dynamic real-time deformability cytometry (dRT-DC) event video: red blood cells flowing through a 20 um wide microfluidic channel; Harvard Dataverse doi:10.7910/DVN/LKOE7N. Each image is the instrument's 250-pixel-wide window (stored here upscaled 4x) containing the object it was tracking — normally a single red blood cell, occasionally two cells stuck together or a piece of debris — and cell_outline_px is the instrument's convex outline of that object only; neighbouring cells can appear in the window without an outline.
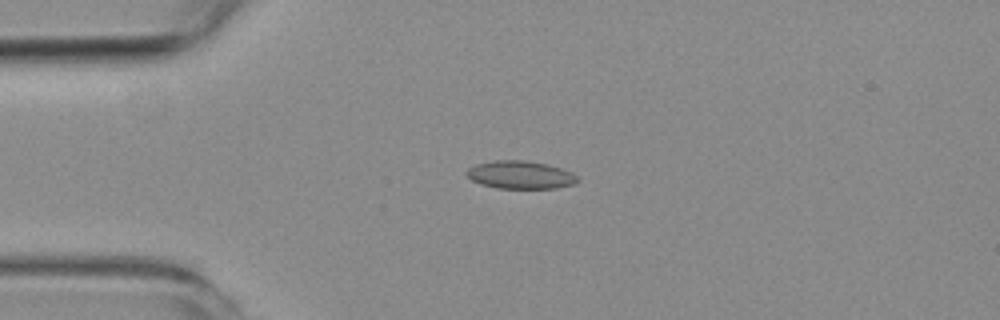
{"species": "common noctule bat (a hibernating species)", "species_latin": "Nyctalus noctula", "temperature_condition": "room temperature", "stored_images_in_passage": 6, "camera_frame_rate_fps": 3000, "um_per_image_px": 0.085, "animal": {"sex": "female", "body_mass_g": 19.3, "forearm_length_mm": 54.1}, "frame": {"image": 1, "passage_image": 3, "time_ms": 2.333, "image_size_px": [1000, 320], "cell_outline_px": [[580, 180], [576, 184], [556, 188], [496, 188], [480, 184], [472, 180], [464, 172], [468, 168], [476, 164], [496, 160], [528, 160], [548, 164], [572, 172]], "centroid_in_image_um": [44.24, 14.86], "position_along_channel_um": 40.8, "area_um2": 18.21}}
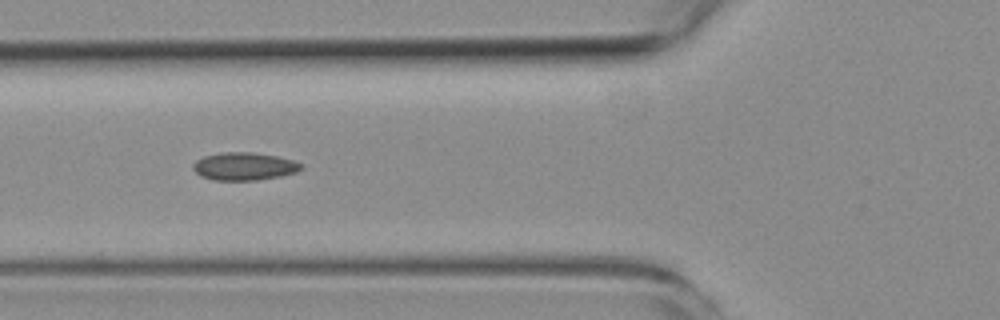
{"frame": {"image": 2, "passage_image": 5, "time_ms": 4.667, "image_size_px": [1000, 320], "cell_outline_px": [[304, 168], [296, 172], [280, 176], [256, 180], [212, 180], [200, 176], [192, 168], [192, 164], [196, 160], [204, 156], [224, 152], [252, 152], [276, 156], [292, 160], [304, 164]], "centroid_in_image_um": [20.75, 14.14], "position_along_channel_um": 105.0, "area_um2": 17.57}}
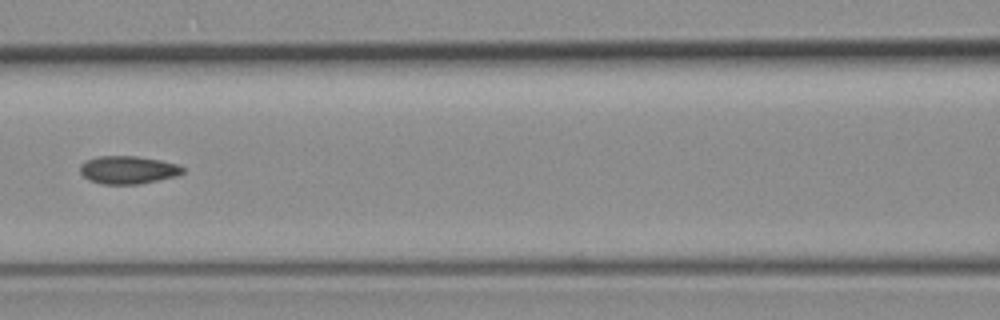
{"frame": {"image": 3, "passage_image": 6, "time_ms": 6.0, "image_size_px": [1000, 320], "cell_outline_px": [[184, 172], [176, 176], [140, 184], [100, 184], [88, 180], [80, 172], [80, 164], [84, 160], [96, 156], [136, 156], [160, 160], [180, 164], [184, 168]], "centroid_in_image_um": [10.86, 14.43], "position_along_channel_um": 155.7, "area_um2": 16.94}}